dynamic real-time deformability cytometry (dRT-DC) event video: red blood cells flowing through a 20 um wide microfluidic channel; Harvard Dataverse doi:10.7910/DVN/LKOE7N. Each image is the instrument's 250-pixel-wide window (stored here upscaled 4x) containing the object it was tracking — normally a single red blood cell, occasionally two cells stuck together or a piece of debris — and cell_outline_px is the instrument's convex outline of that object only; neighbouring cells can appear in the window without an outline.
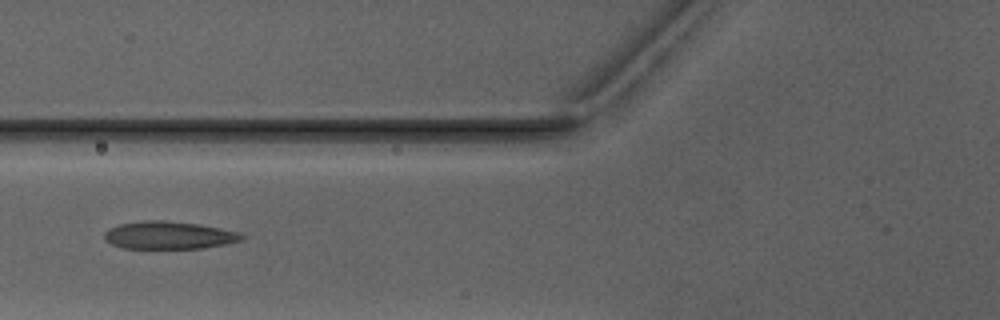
{"species": "Egyptian fruit bat (a non-hibernating species)", "species_latin": "Rousettus aegyptiacus", "temperature_condition": "warm", "stored_images_in_passage": 2, "camera_frame_rate_fps": 3000, "um_per_image_px": 0.085, "animal": {"sex": "male"}, "frame": {"image": 1, "passage_image": 2, "time_ms": 1.333, "image_size_px": [1000, 320], "cell_outline_px": [[244, 236], [240, 240], [224, 244], [200, 248], [120, 248], [104, 240], [104, 232], [108, 228], [120, 224], [144, 220], [164, 220], [196, 224], [220, 228], [236, 232]], "centroid_in_image_um": [14.26, 19.99], "position_along_channel_um": 111.5, "area_um2": 21.91}}